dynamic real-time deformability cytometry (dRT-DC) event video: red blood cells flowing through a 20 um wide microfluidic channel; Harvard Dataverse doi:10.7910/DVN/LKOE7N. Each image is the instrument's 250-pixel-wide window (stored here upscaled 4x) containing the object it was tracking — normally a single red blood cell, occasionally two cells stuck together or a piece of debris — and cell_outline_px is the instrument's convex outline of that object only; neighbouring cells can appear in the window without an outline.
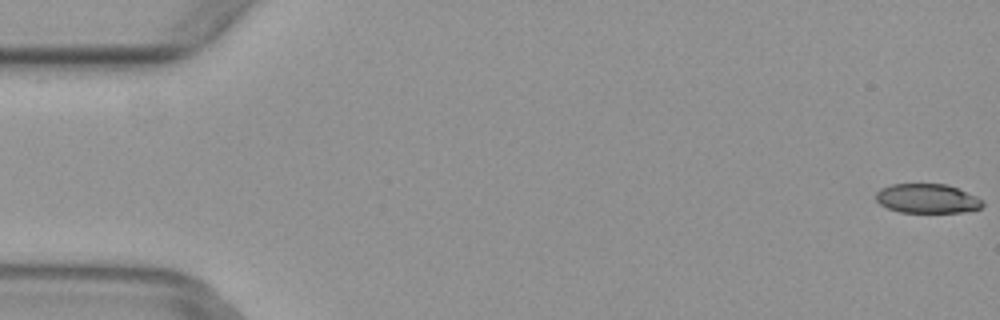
{"species": "common noctule bat (a hibernating species)", "species_latin": "Nyctalus noctula", "temperature_condition": "warm", "stored_images_in_passage": 4, "camera_frame_rate_fps": 3000, "um_per_image_px": 0.085, "animal": {"sex": "female", "body_mass_g": 29.2, "forearm_length_mm": 56.3}, "frame": {"image": 1, "passage_image": 1, "time_ms": 0.0, "image_size_px": [1000, 320], "cell_outline_px": [[984, 204], [980, 208], [964, 212], [900, 212], [888, 208], [880, 204], [876, 200], [876, 192], [880, 188], [892, 184], [944, 184], [956, 188], [976, 196], [984, 200]], "centroid_in_image_um": [78.8, 16.88], "position_along_channel_um": 6.2, "area_um2": 18.15}}